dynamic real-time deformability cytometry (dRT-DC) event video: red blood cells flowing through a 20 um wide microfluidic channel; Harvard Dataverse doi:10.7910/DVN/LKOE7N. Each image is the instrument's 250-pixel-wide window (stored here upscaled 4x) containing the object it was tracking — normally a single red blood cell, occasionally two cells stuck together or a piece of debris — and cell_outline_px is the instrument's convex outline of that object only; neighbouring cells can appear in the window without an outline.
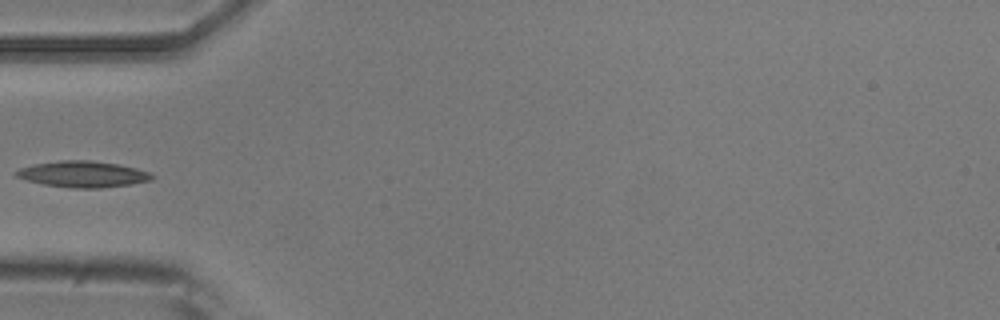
{"species": "common noctule bat (a hibernating species)", "species_latin": "Nyctalus noctula", "temperature_condition": "room temperature", "stored_images_in_passage": 5, "camera_frame_rate_fps": 3000, "um_per_image_px": 0.085, "animal": {"sex": "male", "body_mass_g": 20.5, "forearm_length_mm": 52.5}, "frame": {"image": 1, "passage_image": 4, "time_ms": 3.333, "image_size_px": [1000, 320], "cell_outline_px": [[156, 176], [152, 180], [132, 184], [100, 188], [72, 188], [44, 184], [28, 180], [16, 176], [12, 172], [20, 168], [36, 164], [60, 160], [92, 160], [120, 164], [136, 168], [148, 172]], "centroid_in_image_um": [7.08, 14.8], "position_along_channel_um": 77.9, "area_um2": 20.75}}
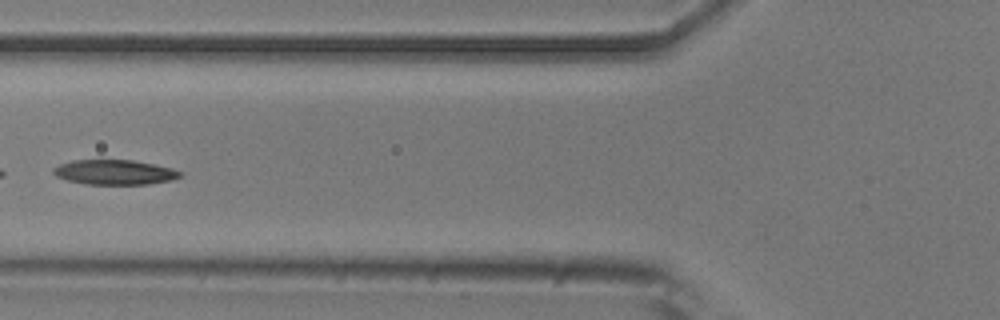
{"frame": {"image": 2, "passage_image": 5, "time_ms": 4.333, "image_size_px": [1000, 320], "cell_outline_px": [[184, 176], [172, 180], [148, 184], [84, 184], [68, 180], [56, 176], [52, 172], [52, 168], [60, 164], [72, 160], [132, 160], [172, 168], [184, 172]], "centroid_in_image_um": [9.76, 14.64], "position_along_channel_um": 116.0, "area_um2": 18.44}}